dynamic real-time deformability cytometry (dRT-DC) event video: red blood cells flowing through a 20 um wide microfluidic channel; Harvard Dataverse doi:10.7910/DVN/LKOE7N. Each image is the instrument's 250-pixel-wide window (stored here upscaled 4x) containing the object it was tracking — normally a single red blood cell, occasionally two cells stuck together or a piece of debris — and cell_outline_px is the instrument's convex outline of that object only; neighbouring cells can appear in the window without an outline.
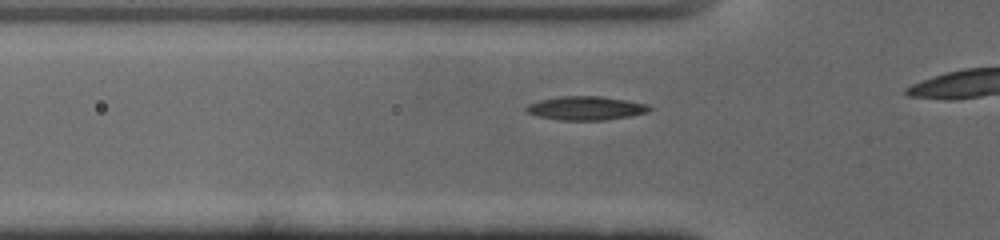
{"species": "common noctule bat (a hibernating species)", "species_latin": "Nyctalus noctula", "temperature_condition": "cold", "stored_images_in_passage": 13, "camera_frame_rate_fps": 3000, "um_per_image_px": 0.085, "animal": {"sex": "male", "body_mass_g": 19.0, "forearm_length_mm": 50.8}, "frame": {"image": 1, "passage_image": 8, "time_ms": 2.333, "image_size_px": [1000, 240], "cell_outline_px": [[652, 108], [648, 112], [628, 116], [604, 120], [560, 120], [540, 116], [528, 112], [524, 108], [528, 104], [540, 100], [560, 96], [600, 96], [648, 104]], "centroid_in_image_um": [49.8, 9.19], "position_along_channel_um": 76.0, "area_um2": 16.82}}
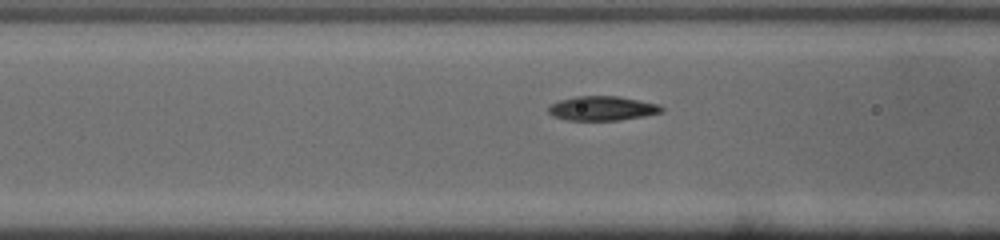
{"frame": {"image": 2, "passage_image": 11, "time_ms": 3.333, "image_size_px": [1000, 240], "cell_outline_px": [[664, 112], [644, 116], [620, 120], [568, 120], [552, 116], [548, 112], [548, 104], [560, 100], [576, 96], [620, 96], [660, 104], [664, 108]], "centroid_in_image_um": [51.21, 9.2], "position_along_channel_um": 115.4, "area_um2": 16.3}}